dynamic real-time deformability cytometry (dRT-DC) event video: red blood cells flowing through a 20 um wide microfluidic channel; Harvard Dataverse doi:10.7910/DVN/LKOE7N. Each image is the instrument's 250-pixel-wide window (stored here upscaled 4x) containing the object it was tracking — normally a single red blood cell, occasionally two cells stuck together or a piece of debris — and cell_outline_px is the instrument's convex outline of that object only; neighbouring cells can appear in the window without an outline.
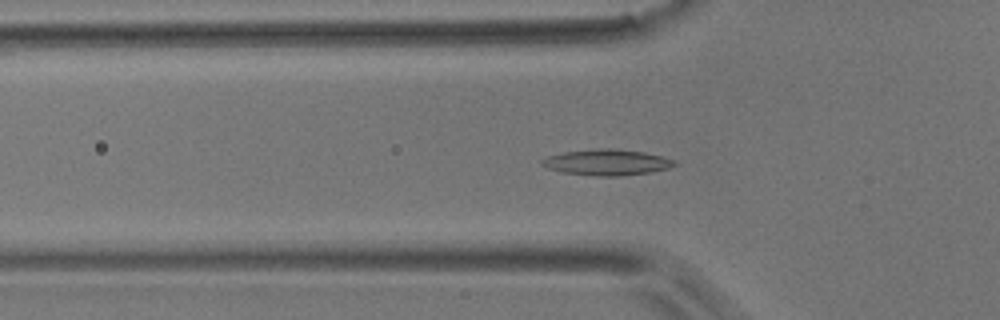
{"species": "common noctule bat (a hibernating species)", "species_latin": "Nyctalus noctula", "temperature_condition": "room temperature", "stored_images_in_passage": 54, "camera_frame_rate_fps": 3000, "um_per_image_px": 0.085, "animal": {"sex": "male", "body_mass_g": 17.9}, "frame": {"image": 1, "passage_image": 17, "time_ms": 5.333, "image_size_px": [1000, 320], "cell_outline_px": [[680, 164], [668, 168], [648, 172], [620, 176], [596, 176], [560, 172], [548, 168], [540, 164], [540, 160], [544, 156], [564, 152], [600, 148], [608, 148], [644, 152], [676, 160]], "centroid_in_image_um": [51.55, 13.8], "position_along_channel_um": 74.3, "area_um2": 20.11}}
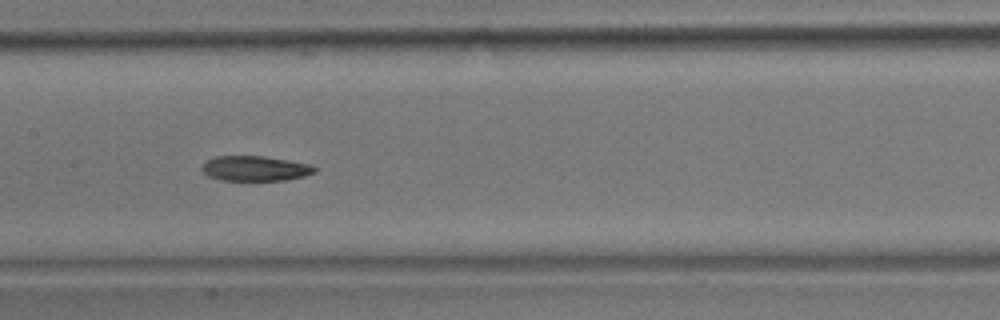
{"frame": {"image": 2, "passage_image": 26, "time_ms": 8.333, "image_size_px": [1000, 320], "cell_outline_px": [[316, 172], [304, 176], [284, 180], [220, 180], [208, 176], [200, 168], [208, 160], [216, 156], [260, 156], [312, 164], [316, 168]], "centroid_in_image_um": [21.69, 14.32], "position_along_channel_um": 185.7, "area_um2": 16.3}}
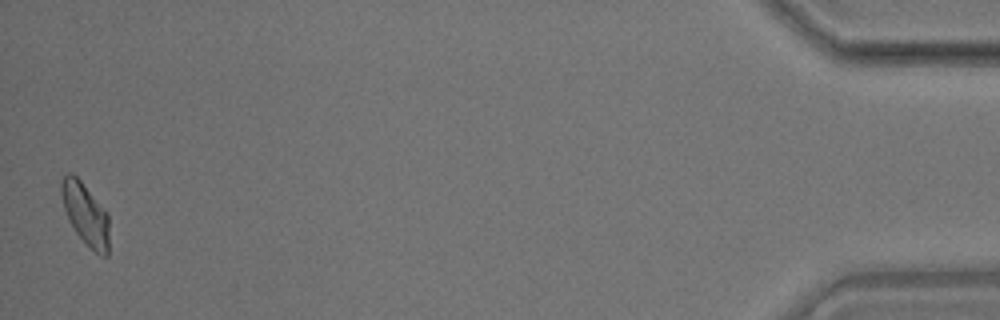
{"frame": {"image": 3, "passage_image": 53, "time_ms": 17.333, "image_size_px": [1000, 320], "cell_outline_px": [[108, 256], [100, 256], [76, 232], [68, 220], [64, 208], [60, 192], [60, 180], [68, 172], [72, 172], [80, 180], [108, 212]], "centroid_in_image_um": [7.25, 18.14], "position_along_channel_um": 428.0, "area_um2": 17.17}, "authors_computed_cell_mechanics": {"area_um2": 17.34, "velocity_mm_per_s": 3.6888, "shape_relaxation_time_tau1_ms": 8.6878, "shape_relaxation_time_tau2_ms": 6.8301, "deformation_change_tau1": 0.181, "deformation_change_tau2": 0.1191}}